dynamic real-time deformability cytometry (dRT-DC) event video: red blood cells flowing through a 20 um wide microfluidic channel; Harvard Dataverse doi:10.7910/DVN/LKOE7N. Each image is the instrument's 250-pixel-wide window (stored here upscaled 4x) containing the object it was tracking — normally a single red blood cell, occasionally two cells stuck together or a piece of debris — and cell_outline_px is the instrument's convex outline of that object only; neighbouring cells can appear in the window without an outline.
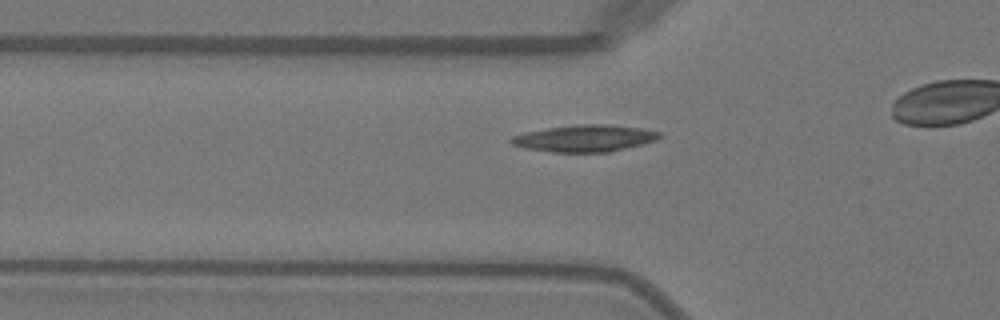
{"species": "Egyptian fruit bat (a non-hibernating species)", "species_latin": "Rousettus aegyptiacus", "temperature_condition": "warm", "stored_images_in_passage": 37, "camera_frame_rate_fps": 3000, "um_per_image_px": 0.085, "animal": {"sex": "female"}, "frame": {"image": 1, "passage_image": 13, "time_ms": 4.0, "image_size_px": [1000, 320], "cell_outline_px": [[664, 136], [656, 140], [644, 144], [612, 152], [552, 152], [524, 148], [512, 144], [508, 140], [512, 136], [524, 132], [548, 128], [576, 124], [604, 124], [640, 128], [660, 132]], "centroid_in_image_um": [49.72, 11.76], "position_along_channel_um": 76.1, "area_um2": 23.35}}
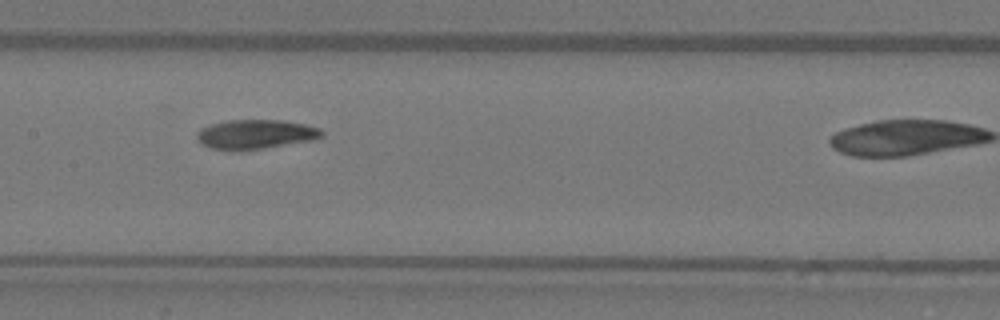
{"frame": {"image": 2, "passage_image": 21, "time_ms": 6.667, "image_size_px": [1000, 320], "cell_outline_px": [[324, 136], [312, 140], [240, 152], [212, 148], [204, 144], [196, 136], [200, 128], [212, 124], [228, 120], [284, 120], [304, 124], [320, 128], [324, 132]], "centroid_in_image_um": [21.75, 11.42], "position_along_channel_um": 185.6, "area_um2": 21.44}}
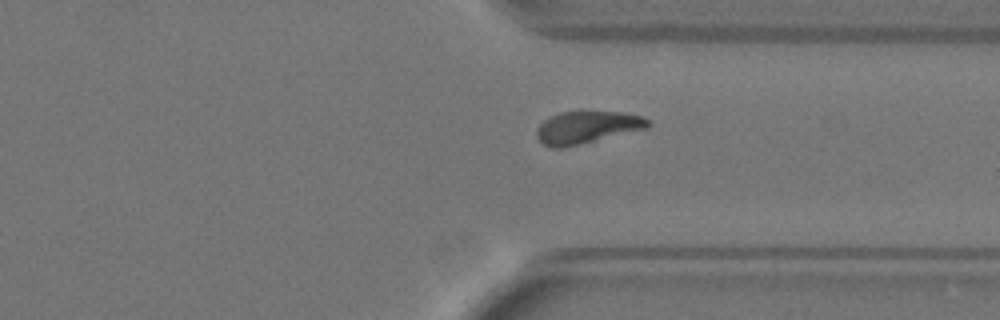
{"frame": {"image": 3, "passage_image": 34, "time_ms": 11.0, "image_size_px": [1000, 320], "cell_outline_px": [[652, 124], [648, 128], [564, 148], [552, 148], [544, 144], [536, 136], [536, 128], [548, 116], [560, 112], [580, 108], [624, 112], [644, 116], [652, 120]], "centroid_in_image_um": [49.93, 10.76], "position_along_channel_um": 361.5, "area_um2": 22.14}}